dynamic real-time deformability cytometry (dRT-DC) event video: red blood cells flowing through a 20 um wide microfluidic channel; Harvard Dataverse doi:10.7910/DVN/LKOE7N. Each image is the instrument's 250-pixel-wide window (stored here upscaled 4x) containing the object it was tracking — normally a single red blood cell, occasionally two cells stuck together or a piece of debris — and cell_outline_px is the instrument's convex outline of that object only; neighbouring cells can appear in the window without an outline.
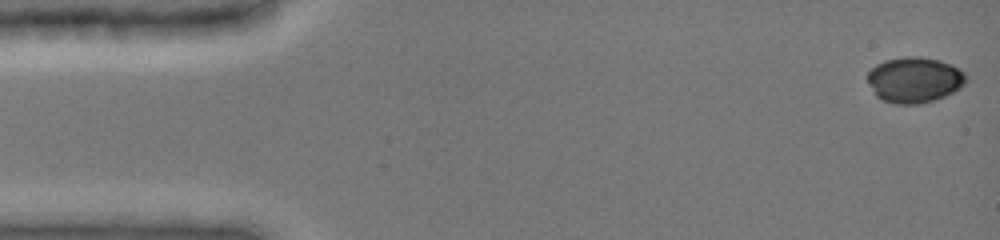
{"species": "common noctule bat (a hibernating species)", "species_latin": "Nyctalus noctula", "temperature_condition": "cold", "stored_images_in_passage": 60, "camera_frame_rate_fps": 3000, "um_per_image_px": 0.085, "animal": {"sex": "female", "body_mass_g": 19.0, "forearm_length_mm": 51.5}, "frame": {"image": 1, "passage_image": 1, "time_ms": 0.0, "image_size_px": [1000, 240], "cell_outline_px": [[968, 76], [964, 84], [960, 88], [936, 100], [920, 104], [896, 104], [880, 100], [876, 96], [868, 80], [868, 72], [876, 64], [884, 60], [904, 56], [920, 56], [940, 60], [960, 68]], "centroid_in_image_um": [77.74, 6.78], "position_along_channel_um": 7.3, "area_um2": 26.47}}
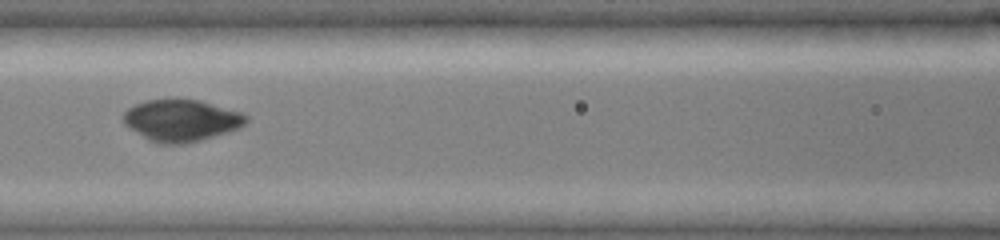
{"frame": {"image": 2, "passage_image": 22, "time_ms": 6.667, "image_size_px": [1000, 240], "cell_outline_px": [[248, 120], [240, 128], [216, 136], [188, 144], [160, 144], [148, 140], [124, 124], [124, 112], [128, 108], [136, 104], [148, 100], [176, 96], [200, 100], [244, 112], [248, 116]], "centroid_in_image_um": [15.45, 10.21], "position_along_channel_um": 151.1, "area_um2": 30.75}}
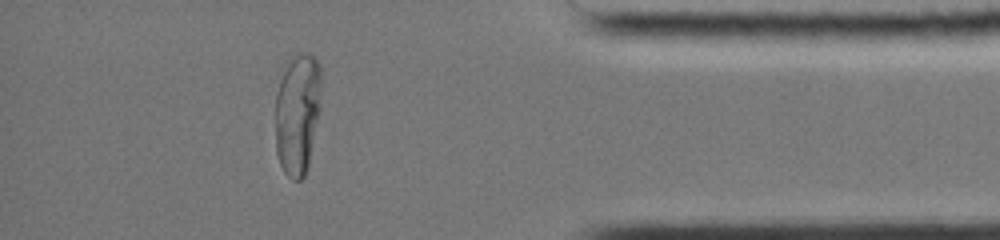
{"frame": {"image": 3, "passage_image": 50, "time_ms": 13.667, "image_size_px": [1000, 240], "cell_outline_px": [[320, 108], [308, 164], [304, 176], [300, 180], [292, 180], [284, 172], [280, 164], [276, 152], [276, 92], [280, 80], [292, 56], [296, 52], [308, 52], [316, 56], [320, 64]], "centroid_in_image_um": [25.29, 9.62], "position_along_channel_um": 409.9, "area_um2": 32.54}, "authors_computed_cell_mechanics": {"area_um2": 29.0734, "velocity_mm_per_s": 3.989, "shape_relaxation_time_tau1_ms": 8.5597, "shape_relaxation_time_tau2_ms": null, "deformation_change_tau1": 0.3256, "deformation_change_tau2": null}}